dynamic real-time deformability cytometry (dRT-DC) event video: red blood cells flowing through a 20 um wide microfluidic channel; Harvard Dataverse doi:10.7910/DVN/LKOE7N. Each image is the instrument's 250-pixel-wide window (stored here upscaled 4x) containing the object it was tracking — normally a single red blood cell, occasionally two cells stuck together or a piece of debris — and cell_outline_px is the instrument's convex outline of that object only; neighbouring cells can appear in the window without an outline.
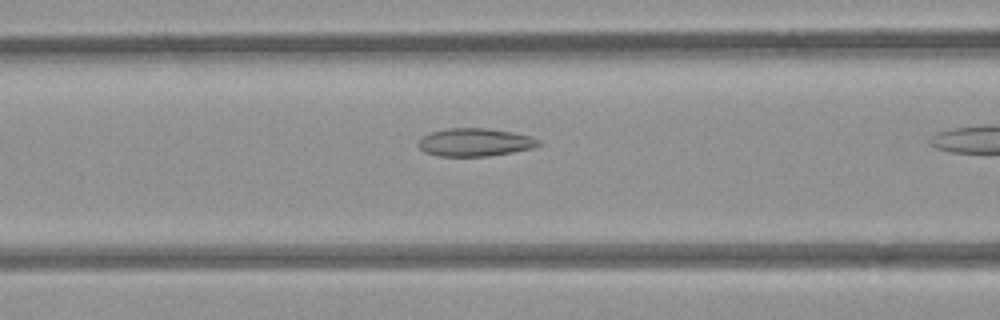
{"species": "common noctule bat (a hibernating species)", "species_latin": "Nyctalus noctula", "temperature_condition": "room temperature", "stored_images_in_passage": 9, "camera_frame_rate_fps": 3000, "um_per_image_px": 0.085, "animal": {"sex": "female", "body_mass_g": 21.9}, "frame": {"image": 1, "passage_image": 8, "time_ms": 2.333, "image_size_px": [1000, 320], "cell_outline_px": [[540, 144], [532, 148], [512, 152], [488, 156], [440, 156], [424, 152], [416, 144], [424, 136], [432, 132], [448, 128], [484, 128], [512, 132], [528, 136], [540, 140]], "centroid_in_image_um": [40.35, 12.1], "position_along_channel_um": 126.3, "area_um2": 19.36}}